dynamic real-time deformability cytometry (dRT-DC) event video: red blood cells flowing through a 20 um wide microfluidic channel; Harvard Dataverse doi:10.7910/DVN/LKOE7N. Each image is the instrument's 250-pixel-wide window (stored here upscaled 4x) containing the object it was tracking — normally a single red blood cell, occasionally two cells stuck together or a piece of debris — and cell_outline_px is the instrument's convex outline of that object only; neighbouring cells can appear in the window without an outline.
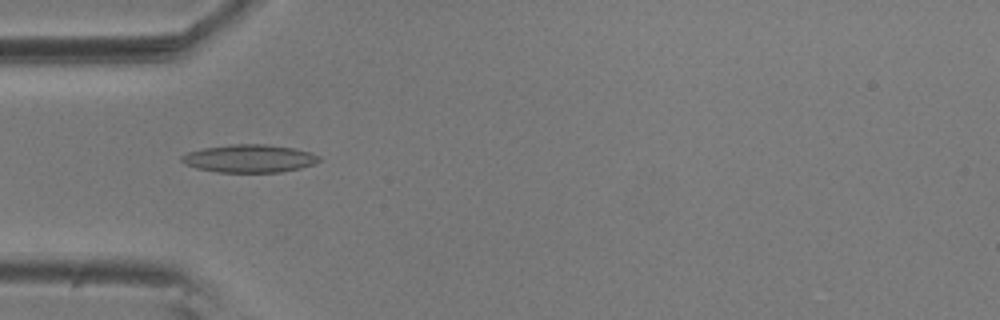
{"species": "common noctule bat (a hibernating species)", "species_latin": "Nyctalus noctula", "temperature_condition": "room temperature", "stored_images_in_passage": 56, "camera_frame_rate_fps": 3000, "um_per_image_px": 0.085, "animal": {"sex": "male", "body_mass_g": 20.5, "forearm_length_mm": 52.5}, "frame": {"image": 1, "passage_image": 17, "time_ms": 5.333, "image_size_px": [1000, 320], "cell_outline_px": [[320, 160], [312, 164], [300, 168], [280, 172], [216, 172], [196, 168], [184, 164], [180, 160], [180, 156], [188, 152], [204, 148], [232, 144], [268, 144], [292, 148], [312, 152], [320, 156]], "centroid_in_image_um": [21.17, 13.47], "position_along_channel_um": 63.8, "area_um2": 22.37}}
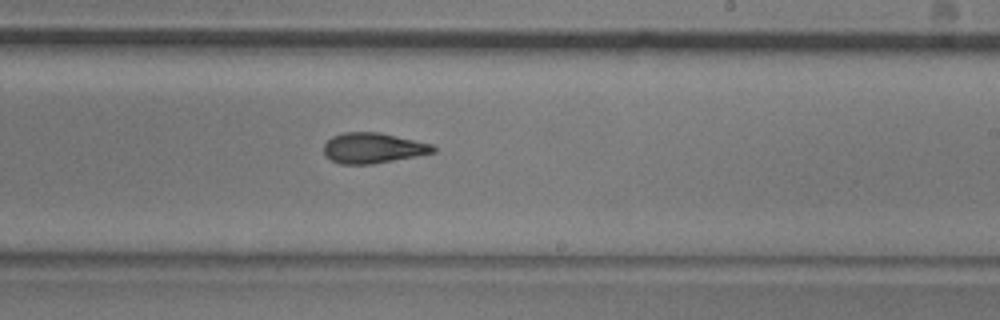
{"frame": {"image": 2, "passage_image": 33, "time_ms": 10.667, "image_size_px": [1000, 320], "cell_outline_px": [[436, 152], [416, 156], [372, 164], [340, 164], [324, 156], [324, 144], [332, 136], [344, 132], [380, 132], [432, 144], [436, 148]], "centroid_in_image_um": [31.69, 12.58], "position_along_channel_um": 257.3, "area_um2": 19.42}}
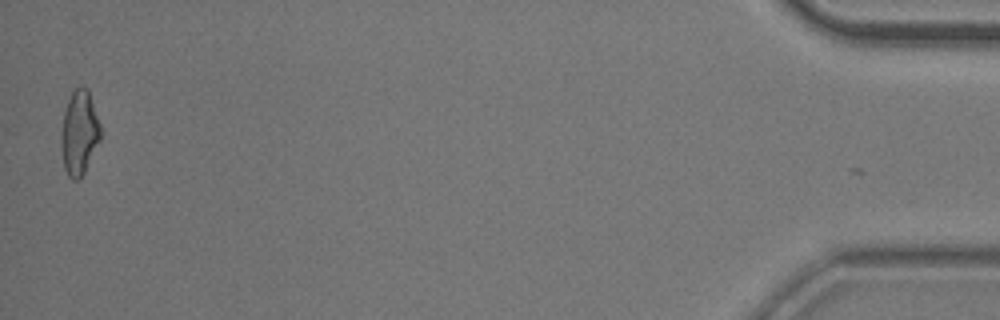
{"frame": {"image": 3, "passage_image": 55, "time_ms": 18.0, "image_size_px": [1000, 320], "cell_outline_px": [[100, 140], [80, 180], [72, 180], [68, 176], [64, 168], [60, 144], [60, 136], [64, 112], [68, 100], [72, 92], [80, 84], [84, 84], [88, 88], [100, 124]], "centroid_in_image_um": [6.72, 11.27], "position_along_channel_um": 428.5, "area_um2": 19.54}, "authors_computed_cell_mechanics": {"area_um2": 19.7098, "velocity_mm_per_s": 3.6185, "shape_relaxation_time_tau1_ms": 8.3966, "shape_relaxation_time_tau2_ms": 3.8797, "deformation_change_tau1": 0.1815, "deformation_change_tau2": 0.1282}}